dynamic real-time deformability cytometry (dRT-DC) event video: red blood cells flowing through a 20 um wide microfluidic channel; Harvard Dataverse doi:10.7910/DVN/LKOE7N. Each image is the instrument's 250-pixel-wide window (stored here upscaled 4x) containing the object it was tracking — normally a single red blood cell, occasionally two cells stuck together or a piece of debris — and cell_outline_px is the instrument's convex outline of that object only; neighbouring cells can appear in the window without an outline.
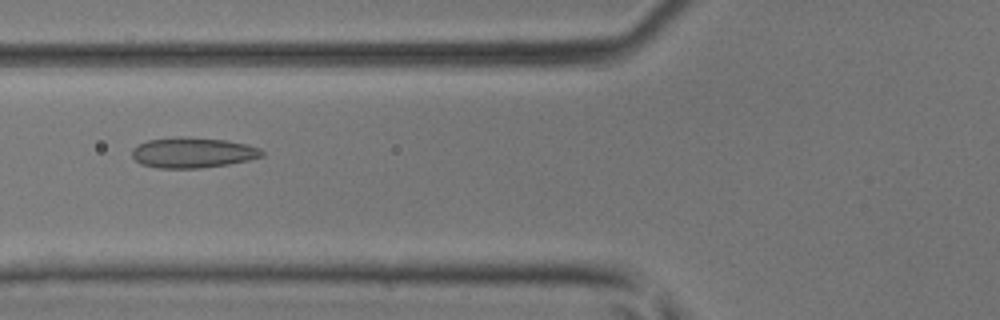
{"species": "common noctule bat (a hibernating species)", "species_latin": "Nyctalus noctula", "temperature_condition": "room temperature", "stored_images_in_passage": 42, "camera_frame_rate_fps": 3000, "um_per_image_px": 0.085, "animal": {"sex": "male", "body_mass_g": 17.9, "forearm_length_mm": 54.2}, "frame": {"image": 1, "passage_image": 13, "time_ms": 4.0, "image_size_px": [1000, 320], "cell_outline_px": [[264, 156], [248, 160], [228, 164], [200, 168], [156, 168], [140, 164], [132, 156], [132, 148], [148, 140], [180, 136], [224, 140], [248, 144], [260, 148], [264, 152]], "centroid_in_image_um": [16.39, 12.97], "position_along_channel_um": 109.4, "area_um2": 23.06}}
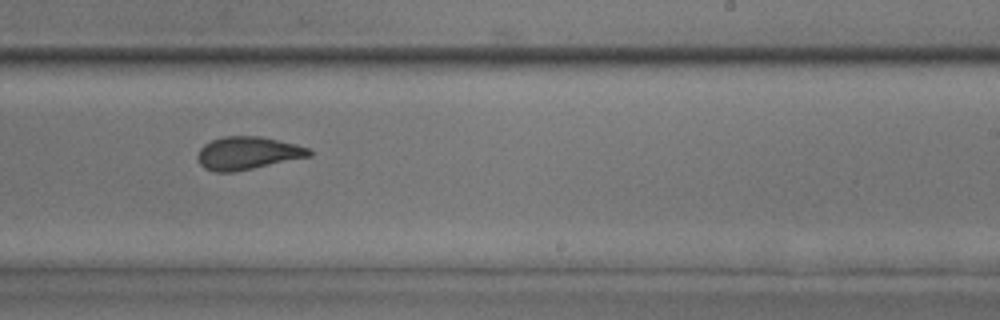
{"frame": {"image": 2, "passage_image": 24, "time_ms": 7.667, "image_size_px": [1000, 320], "cell_outline_px": [[312, 156], [232, 172], [216, 172], [204, 168], [200, 164], [196, 156], [200, 148], [204, 144], [212, 140], [224, 136], [260, 136], [296, 144], [308, 148], [312, 152]], "centroid_in_image_um": [21.03, 13.01], "position_along_channel_um": 268.0, "area_um2": 21.27}}
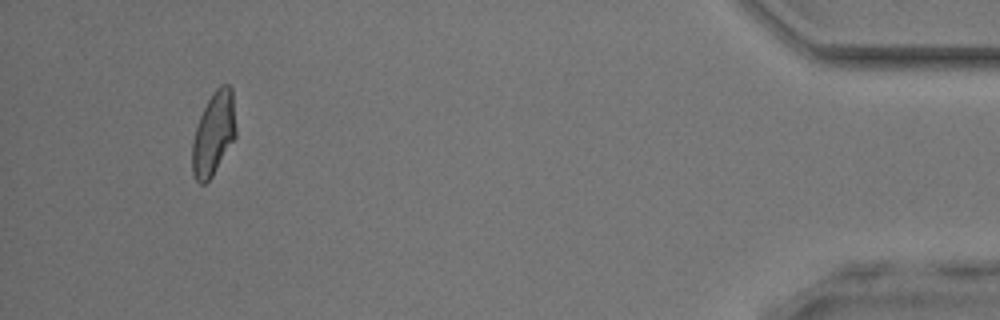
{"frame": {"image": 3, "passage_image": 39, "time_ms": 12.667, "image_size_px": [1000, 320], "cell_outline_px": [[236, 136], [212, 176], [204, 184], [200, 184], [196, 180], [192, 172], [192, 140], [200, 116], [208, 100], [216, 88], [220, 84], [228, 84], [232, 88], [236, 128]], "centroid_in_image_um": [18.16, 11.35], "position_along_channel_um": 417.0, "area_um2": 21.1}}